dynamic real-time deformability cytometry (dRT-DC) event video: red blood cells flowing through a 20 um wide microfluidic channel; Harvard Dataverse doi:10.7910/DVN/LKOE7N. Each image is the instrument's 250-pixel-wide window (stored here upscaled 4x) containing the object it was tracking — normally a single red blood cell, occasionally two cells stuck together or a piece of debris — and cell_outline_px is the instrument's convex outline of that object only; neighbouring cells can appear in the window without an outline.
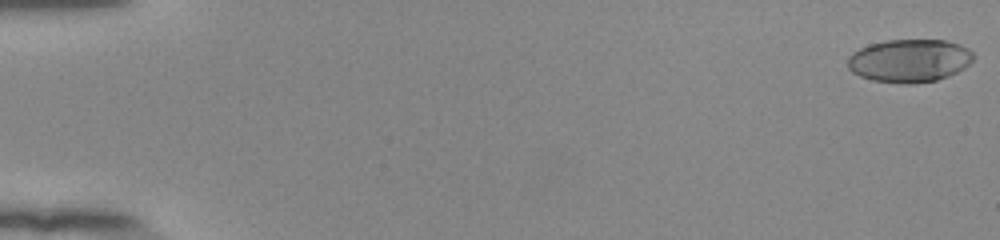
{"species": "human", "species_latin": "Homo sapiens", "temperature_condition": "room temperature", "stored_images_in_passage": 54, "camera_frame_rate_fps": 3000, "um_per_image_px": 0.085, "donor": {"sex": "female"}, "frame": {"image": 1, "passage_image": 1, "time_ms": 0.0, "image_size_px": [1000, 240], "cell_outline_px": [[976, 56], [964, 68], [948, 76], [936, 80], [912, 84], [904, 84], [872, 80], [860, 76], [852, 72], [848, 68], [848, 56], [852, 52], [868, 44], [888, 40], [944, 40], [960, 44], [968, 48]], "centroid_in_image_um": [77.29, 5.15], "position_along_channel_um": 7.7, "area_um2": 31.67}}
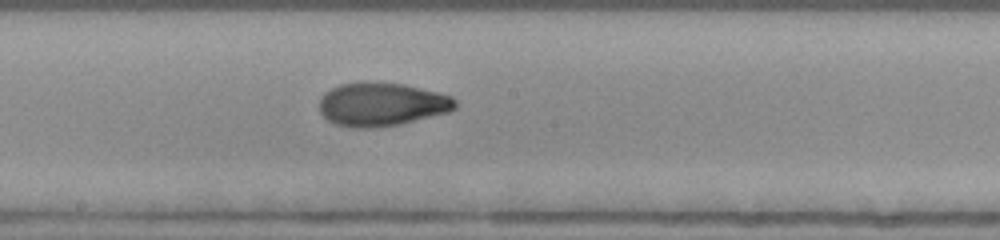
{"frame": {"image": 2, "passage_image": 31, "time_ms": 10.0, "image_size_px": [1000, 240], "cell_outline_px": [[456, 108], [448, 112], [400, 124], [372, 128], [352, 128], [336, 124], [328, 120], [320, 112], [320, 96], [324, 92], [340, 84], [364, 80], [404, 84], [452, 96], [456, 100]], "centroid_in_image_um": [32.41, 8.85], "position_along_channel_um": 215.8, "area_um2": 34.74}}
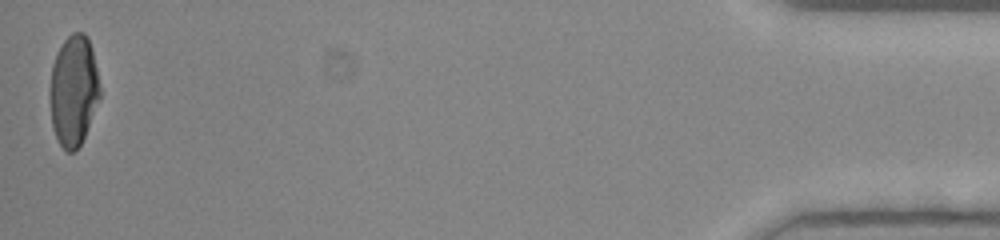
{"frame": {"image": 3, "passage_image": 54, "time_ms": 17.667, "image_size_px": [1000, 240], "cell_outline_px": [[100, 96], [84, 136], [80, 144], [72, 152], [64, 152], [52, 128], [48, 96], [48, 88], [52, 64], [56, 52], [64, 40], [72, 32], [84, 32], [88, 36], [92, 48], [100, 88]], "centroid_in_image_um": [6.21, 7.67], "position_along_channel_um": 429.0, "area_um2": 32.66}, "authors_computed_cell_mechanics": {"area_um2": 33.0905, "velocity_mm_per_s": 3.9035, "shape_relaxation_time_tau1_ms": 4.7148, "shape_relaxation_time_tau2_ms": 1.2888, "deformation_change_tau1": 0.2154, "deformation_change_tau2": 0.0585}}